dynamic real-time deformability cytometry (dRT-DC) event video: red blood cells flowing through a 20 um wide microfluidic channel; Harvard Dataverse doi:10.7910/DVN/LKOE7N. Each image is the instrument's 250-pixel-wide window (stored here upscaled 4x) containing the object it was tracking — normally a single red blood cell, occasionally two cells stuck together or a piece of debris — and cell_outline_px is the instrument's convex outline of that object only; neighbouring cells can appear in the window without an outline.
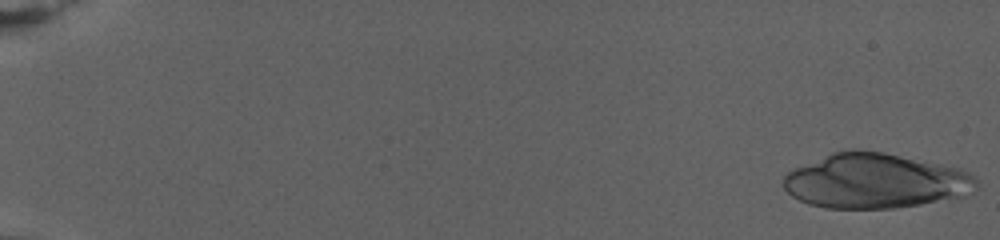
{"species": "human", "species_latin": "Homo sapiens", "temperature_condition": "warm", "stored_images_in_passage": 74, "camera_frame_rate_fps": 3000, "um_per_image_px": 0.085, "donor": {"sex": "female"}, "frame": {"image": 1, "passage_image": 1, "time_ms": 0.0, "image_size_px": [1000, 240], "cell_outline_px": [[976, 188], [968, 196], [920, 204], [892, 208], [828, 208], [808, 204], [792, 196], [784, 188], [784, 176], [792, 168], [832, 152], [848, 148], [884, 152], [960, 168], [968, 172], [976, 180]], "centroid_in_image_um": [74.38, 15.37], "position_along_channel_um": 10.6, "area_um2": 61.9}}